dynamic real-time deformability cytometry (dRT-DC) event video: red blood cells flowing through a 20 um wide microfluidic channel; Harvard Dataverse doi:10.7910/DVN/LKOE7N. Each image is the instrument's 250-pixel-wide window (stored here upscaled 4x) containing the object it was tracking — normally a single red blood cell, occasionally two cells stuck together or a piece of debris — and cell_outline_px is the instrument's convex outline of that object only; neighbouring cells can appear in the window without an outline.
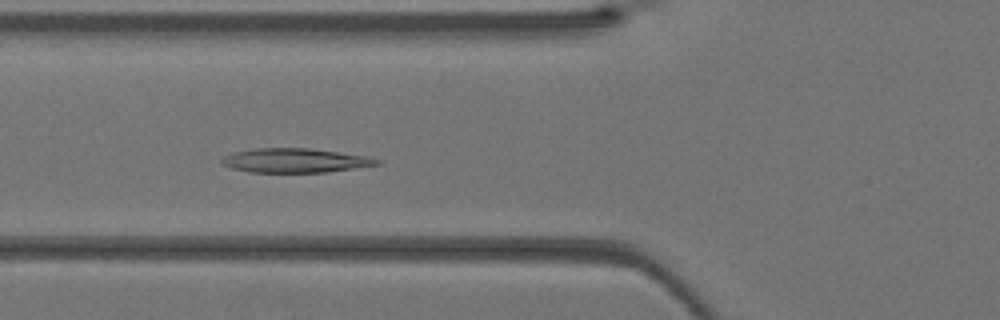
{"species": "Egyptian fruit bat (a non-hibernating species)", "species_latin": "Rousettus aegyptiacus", "temperature_condition": "warm", "stored_images_in_passage": 39, "camera_frame_rate_fps": 3000, "um_per_image_px": 0.085, "animal": {"sex": "female"}, "frame": {"image": 1, "passage_image": 14, "time_ms": 4.333, "image_size_px": [1000, 320], "cell_outline_px": [[384, 160], [380, 164], [328, 172], [248, 172], [232, 168], [220, 164], [220, 160], [224, 156], [232, 152], [256, 148], [308, 148], [368, 156]], "centroid_in_image_um": [25.07, 13.64], "position_along_channel_um": 100.7, "area_um2": 22.02}}
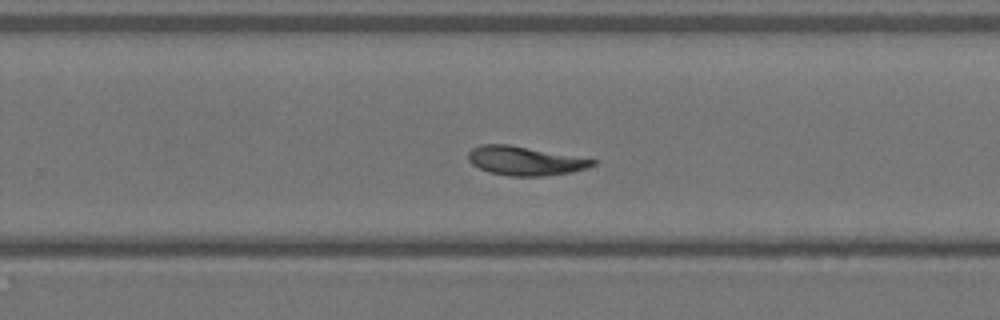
{"frame": {"image": 2, "passage_image": 25, "time_ms": 8.0, "image_size_px": [1000, 320], "cell_outline_px": [[596, 164], [588, 168], [572, 172], [544, 176], [508, 176], [488, 172], [472, 164], [468, 160], [468, 152], [472, 148], [480, 144], [508, 144], [596, 160]], "centroid_in_image_um": [44.59, 13.67], "position_along_channel_um": 285.2, "area_um2": 20.92}}
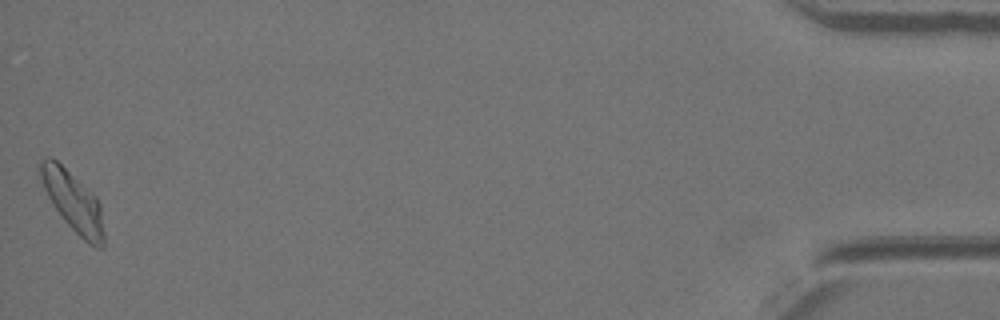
{"frame": {"image": 3, "passage_image": 39, "time_ms": 12.667, "image_size_px": [1000, 320], "cell_outline_px": [[104, 248], [96, 248], [88, 244], [64, 220], [52, 204], [44, 188], [36, 164], [40, 160], [48, 156], [52, 156], [92, 192], [96, 196], [100, 204], [104, 232]], "centroid_in_image_um": [6.2, 17.1], "position_along_channel_um": 429.0, "area_um2": 22.37}}